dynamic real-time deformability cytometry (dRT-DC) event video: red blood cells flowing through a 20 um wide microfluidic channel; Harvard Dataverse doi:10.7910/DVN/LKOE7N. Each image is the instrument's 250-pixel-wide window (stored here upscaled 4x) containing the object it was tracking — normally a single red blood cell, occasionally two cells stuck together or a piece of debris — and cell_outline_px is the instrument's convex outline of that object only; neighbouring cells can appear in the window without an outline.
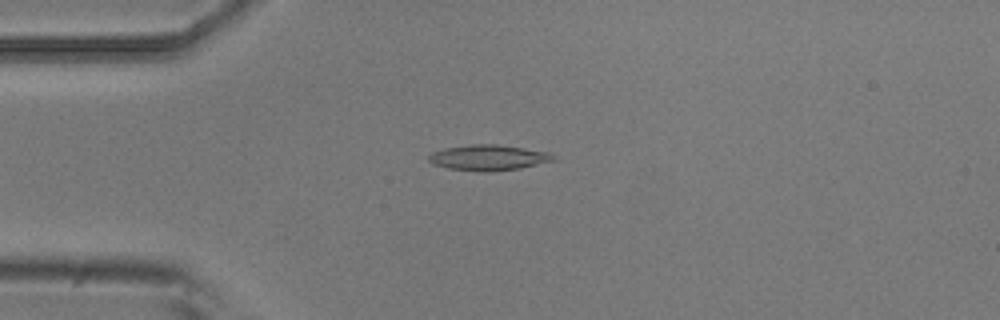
{"species": "common noctule bat (a hibernating species)", "species_latin": "Nyctalus noctula", "temperature_condition": "room temperature", "stored_images_in_passage": 8, "camera_frame_rate_fps": 3000, "um_per_image_px": 0.085, "animal": {"sex": "male", "body_mass_g": 20.5, "forearm_length_mm": 52.5}, "frame": {"image": 1, "passage_image": 3, "time_ms": 0.667, "image_size_px": [1000, 320], "cell_outline_px": [[556, 160], [520, 168], [488, 172], [480, 172], [448, 168], [432, 164], [428, 160], [428, 156], [432, 152], [444, 148], [468, 144], [496, 144], [552, 152]], "centroid_in_image_um": [41.51, 13.39], "position_along_channel_um": 43.5, "area_um2": 18.79}}
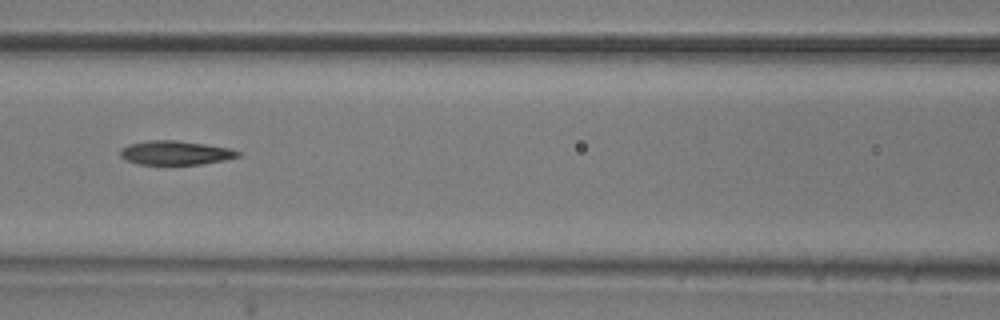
{"frame": {"image": 2, "passage_image": 6, "time_ms": 1.667, "image_size_px": [1000, 320], "cell_outline_px": [[240, 156], [224, 160], [200, 164], [140, 164], [124, 160], [120, 156], [120, 148], [128, 144], [148, 140], [176, 140], [204, 144], [228, 148], [240, 152]], "centroid_in_image_um": [14.85, 12.98], "position_along_channel_um": 151.7, "area_um2": 16.42}}
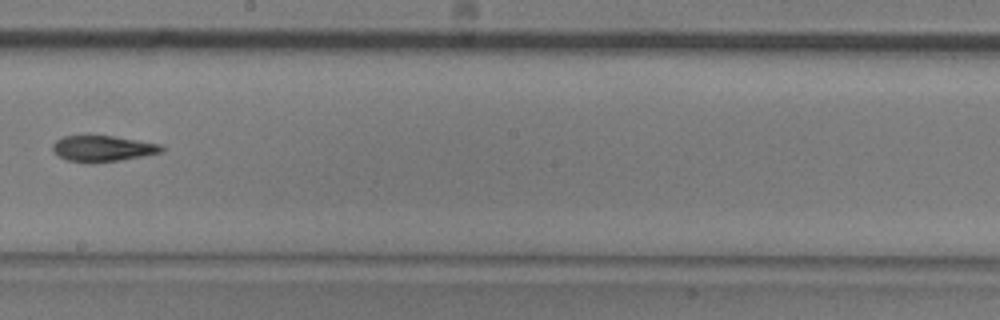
{"frame": {"image": 3, "passage_image": 8, "time_ms": 2.333, "image_size_px": [1000, 320], "cell_outline_px": [[164, 152], [144, 156], [120, 160], [88, 164], [64, 160], [52, 148], [52, 144], [56, 140], [64, 136], [88, 132], [160, 144], [164, 148]], "centroid_in_image_um": [8.68, 12.6], "position_along_channel_um": 239.5, "area_um2": 17.22}}